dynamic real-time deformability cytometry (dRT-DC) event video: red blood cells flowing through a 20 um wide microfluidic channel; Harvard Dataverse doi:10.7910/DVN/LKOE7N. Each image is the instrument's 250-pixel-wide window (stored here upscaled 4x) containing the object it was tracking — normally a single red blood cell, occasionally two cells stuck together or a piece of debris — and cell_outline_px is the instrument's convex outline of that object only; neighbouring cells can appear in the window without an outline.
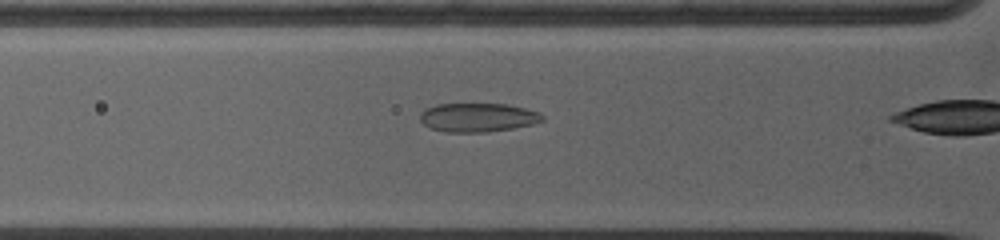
{"species": "common noctule bat (a hibernating species)", "species_latin": "Nyctalus noctula", "temperature_condition": "warm", "stored_images_in_passage": 6, "camera_frame_rate_fps": 5000, "um_per_image_px": 0.085, "animal": {"sex": "female", "body_mass_g": 19.0, "forearm_length_mm": 53.3}, "frame": {"image": 1, "passage_image": 4, "time_ms": 1.4, "image_size_px": [1000, 240], "cell_outline_px": [[544, 120], [532, 124], [512, 128], [488, 132], [444, 132], [428, 128], [420, 120], [420, 112], [424, 108], [436, 104], [508, 104], [540, 112], [544, 116]], "centroid_in_image_um": [40.58, 9.98], "position_along_channel_um": 85.2, "area_um2": 20.75}}